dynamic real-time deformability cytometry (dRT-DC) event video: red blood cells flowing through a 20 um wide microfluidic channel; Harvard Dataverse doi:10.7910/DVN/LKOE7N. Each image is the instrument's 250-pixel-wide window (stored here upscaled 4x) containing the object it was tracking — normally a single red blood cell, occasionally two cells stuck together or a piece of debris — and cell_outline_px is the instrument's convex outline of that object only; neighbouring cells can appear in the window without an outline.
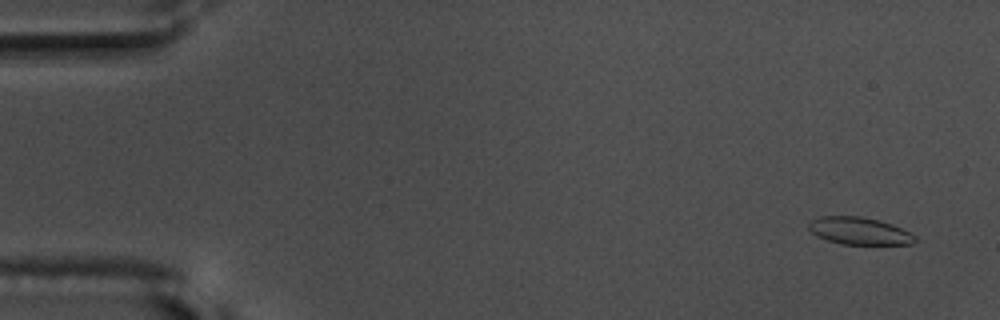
{"species": "common noctule bat (a hibernating species)", "species_latin": "Nyctalus noctula", "temperature_condition": "warm", "stored_images_in_passage": 57, "camera_frame_rate_fps": 3000, "um_per_image_px": 0.085, "animal": {"sex": "male", "body_mass_g": 17.5, "forearm_length_mm": 52.3}, "frame": {"image": 1, "passage_image": 4, "time_ms": 1.0, "image_size_px": [1000, 320], "cell_outline_px": [[916, 240], [912, 244], [840, 244], [816, 236], [808, 228], [808, 224], [812, 220], [820, 216], [860, 216], [880, 220], [892, 224], [916, 236]], "centroid_in_image_um": [73.02, 19.62], "position_along_channel_um": 12.0, "area_um2": 16.88}}
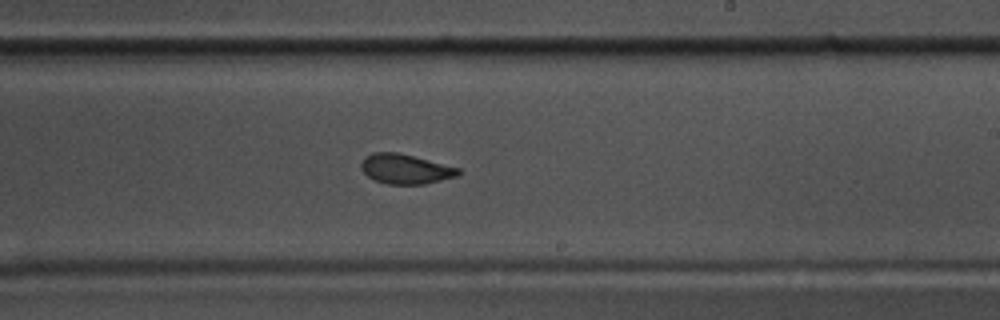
{"frame": {"image": 2, "passage_image": 35, "time_ms": 11.333, "image_size_px": [1000, 320], "cell_outline_px": [[460, 172], [456, 176], [424, 184], [388, 184], [376, 180], [368, 176], [360, 168], [360, 164], [364, 156], [372, 152], [396, 152], [460, 168]], "centroid_in_image_um": [34.41, 14.35], "position_along_channel_um": 254.6, "area_um2": 16.65}}
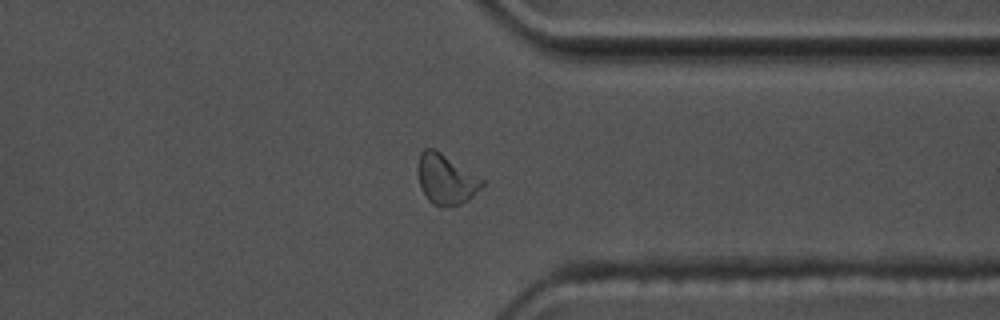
{"frame": {"image": 3, "passage_image": 45, "time_ms": 14.667, "image_size_px": [1000, 320], "cell_outline_px": [[484, 184], [468, 200], [460, 204], [444, 208], [432, 204], [428, 200], [420, 188], [416, 172], [416, 168], [420, 152], [424, 148], [432, 148], [440, 152], [484, 180]], "centroid_in_image_um": [37.84, 15.25], "position_along_channel_um": 373.6, "area_um2": 18.84}, "authors_computed_cell_mechanics": {"area_um2": 17.4556, "velocity_mm_per_s": 3.6378, "shape_relaxation_time_tau1_ms": 7.005, "shape_relaxation_time_tau2_ms": 2.2731, "deformation_change_tau1": 0.1839, "deformation_change_tau2": 0.079}}